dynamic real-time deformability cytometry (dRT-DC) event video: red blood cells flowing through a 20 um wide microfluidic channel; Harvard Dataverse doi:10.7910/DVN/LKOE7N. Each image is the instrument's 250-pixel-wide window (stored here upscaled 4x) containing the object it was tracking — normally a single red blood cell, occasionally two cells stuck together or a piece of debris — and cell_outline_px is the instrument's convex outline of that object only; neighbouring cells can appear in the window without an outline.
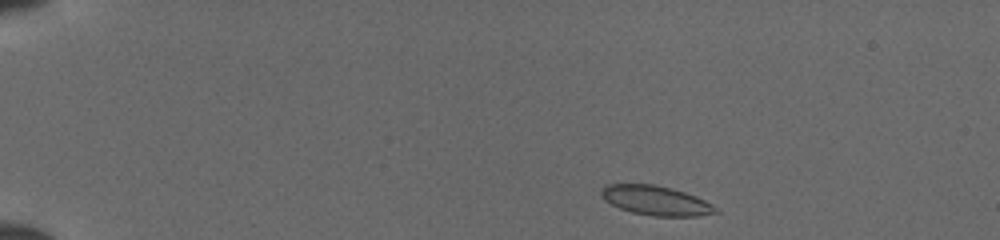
{"species": "common noctule bat (a hibernating species)", "species_latin": "Nyctalus noctula", "temperature_condition": "cold", "stored_images_in_passage": 42, "camera_frame_rate_fps": 3000, "um_per_image_px": 0.085, "animal": {"sex": "female", "body_mass_g": 19.5, "forearm_length_mm": 54.1}, "frame": {"image": 1, "passage_image": 1, "time_ms": 0.0, "image_size_px": [1000, 240], "cell_outline_px": [[720, 212], [696, 216], [656, 216], [632, 212], [620, 208], [612, 204], [600, 192], [608, 184], [652, 184], [684, 192], [696, 196], [704, 200], [716, 208]], "centroid_in_image_um": [55.78, 17.05], "position_along_channel_um": 29.2, "area_um2": 19.07}}
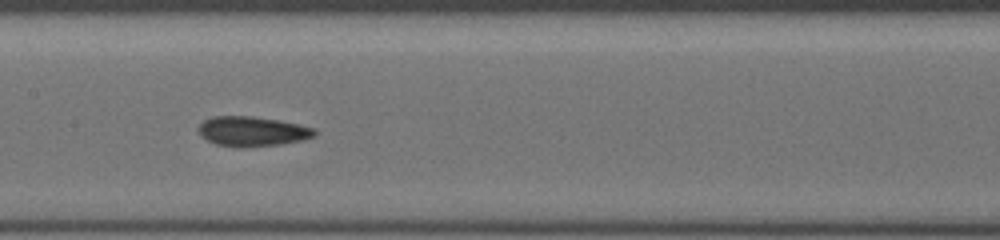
{"frame": {"image": 2, "passage_image": 19, "time_ms": 6.0, "image_size_px": [1000, 240], "cell_outline_px": [[316, 136], [304, 140], [280, 144], [240, 148], [236, 148], [216, 144], [208, 140], [200, 132], [200, 124], [204, 120], [212, 116], [252, 116], [276, 120], [296, 124], [312, 128], [316, 132]], "centroid_in_image_um": [21.45, 11.18], "position_along_channel_um": 186.0, "area_um2": 19.94}}
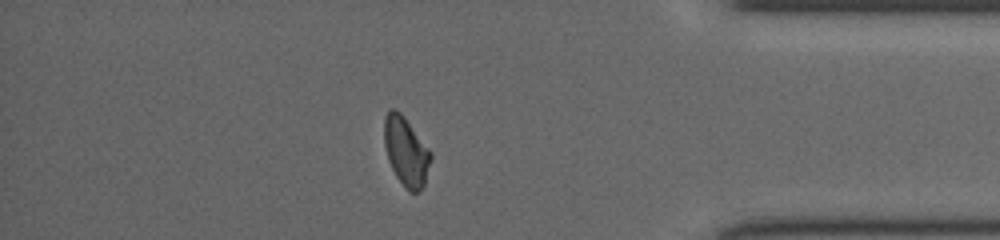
{"frame": {"image": 3, "passage_image": 36, "time_ms": 11.667, "image_size_px": [1000, 240], "cell_outline_px": [[432, 156], [424, 184], [420, 192], [408, 192], [396, 176], [388, 160], [384, 144], [384, 116], [388, 108], [396, 108], [404, 116], [432, 152]], "centroid_in_image_um": [34.5, 12.85], "position_along_channel_um": 400.7, "area_um2": 18.9}}